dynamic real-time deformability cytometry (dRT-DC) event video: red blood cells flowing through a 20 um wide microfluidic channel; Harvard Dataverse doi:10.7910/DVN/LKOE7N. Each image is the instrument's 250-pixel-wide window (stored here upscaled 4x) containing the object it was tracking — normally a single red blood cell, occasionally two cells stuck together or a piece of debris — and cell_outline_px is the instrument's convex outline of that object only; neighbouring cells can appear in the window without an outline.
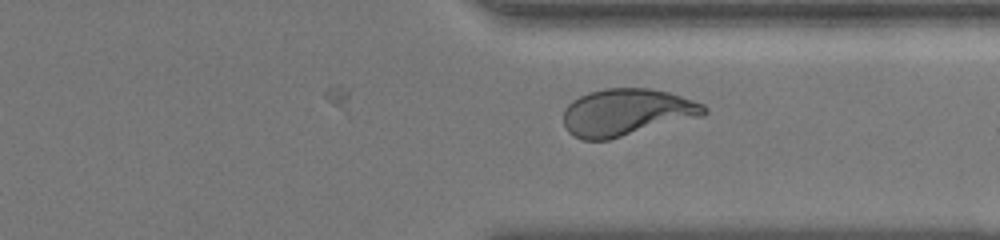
{"species": "human", "species_latin": "Homo sapiens", "temperature_condition": "room temperature", "stored_images_in_passage": 31, "camera_frame_rate_fps": 3000, "um_per_image_px": 0.085, "donor": {"sex": "female"}, "frame": {"image": 1, "passage_image": 31, "time_ms": 10.0, "image_size_px": [1000, 240], "cell_outline_px": [[708, 112], [704, 116], [608, 140], [584, 140], [572, 136], [568, 132], [564, 124], [564, 108], [572, 100], [588, 92], [604, 88], [648, 88], [668, 92], [704, 104], [708, 108]], "centroid_in_image_um": [53.27, 9.55], "position_along_channel_um": 358.1, "area_um2": 38.84}}